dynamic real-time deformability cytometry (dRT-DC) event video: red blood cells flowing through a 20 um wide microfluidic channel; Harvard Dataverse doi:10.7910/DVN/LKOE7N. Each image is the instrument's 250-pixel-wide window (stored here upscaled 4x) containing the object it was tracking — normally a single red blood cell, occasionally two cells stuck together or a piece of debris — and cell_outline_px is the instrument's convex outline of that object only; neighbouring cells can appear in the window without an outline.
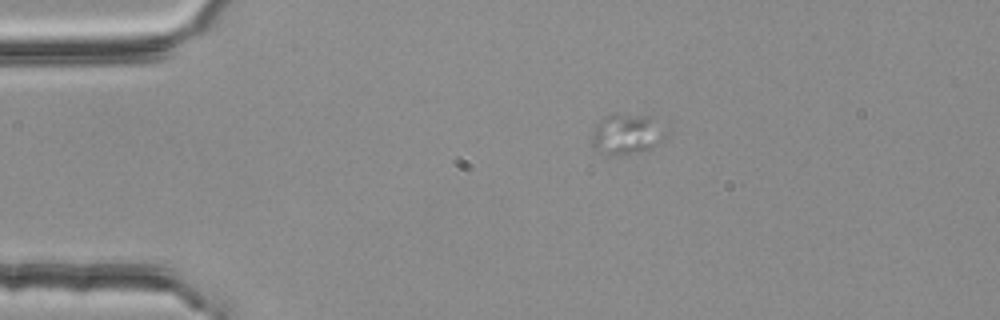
{"species": "common noctule bat (a hibernating species)", "species_latin": "Nyctalus noctula", "temperature_condition": "room temperature", "stored_images_in_passage": 57, "camera_frame_rate_fps": 3000, "um_per_image_px": 0.085, "animal": {"sex": "female", "body_mass_g": 25.1}, "frame": {"image": 1, "passage_image": 13, "time_ms": 4.0, "image_size_px": [1000, 320], "cell_outline_px": [[652, 144], [648, 148], [640, 152], [600, 152], [592, 148], [592, 132], [596, 124], [608, 112], [616, 112], [652, 116]], "centroid_in_image_um": [52.93, 11.31], "position_along_channel_um": 32.1, "area_um2": 15.43}}